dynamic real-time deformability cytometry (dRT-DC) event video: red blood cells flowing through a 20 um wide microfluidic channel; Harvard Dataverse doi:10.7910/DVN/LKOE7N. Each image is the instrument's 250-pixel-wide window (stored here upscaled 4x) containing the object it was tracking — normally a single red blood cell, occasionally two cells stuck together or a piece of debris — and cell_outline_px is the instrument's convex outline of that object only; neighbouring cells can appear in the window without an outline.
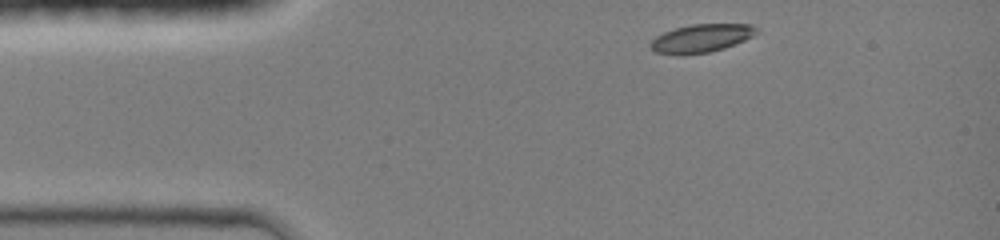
{"species": "common noctule bat (a hibernating species)", "species_latin": "Nyctalus noctula", "temperature_condition": "room temperature", "stored_images_in_passage": 35, "camera_frame_rate_fps": 3000, "um_per_image_px": 0.085, "animal": {"sex": "female", "body_mass_g": 19.0, "forearm_length_mm": 51.5}, "frame": {"image": 1, "passage_image": 1, "time_ms": 0.0, "image_size_px": [1000, 240], "cell_outline_px": [[760, 32], [744, 40], [724, 48], [708, 52], [684, 56], [680, 56], [656, 52], [648, 44], [656, 36], [664, 32], [676, 28], [692, 24], [752, 24]], "centroid_in_image_um": [59.59, 3.26], "position_along_channel_um": 25.4, "area_um2": 17.51}}
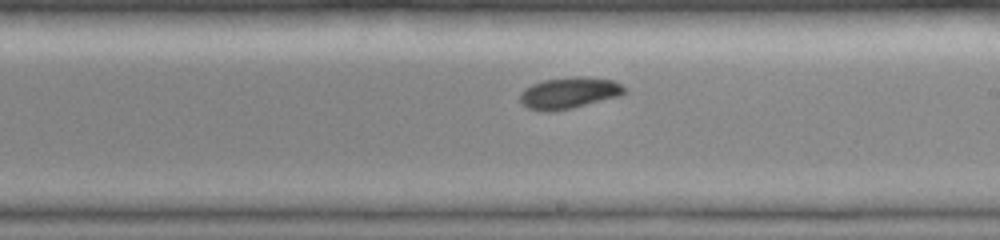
{"frame": {"image": 2, "passage_image": 20, "time_ms": 6.333, "image_size_px": [1000, 240], "cell_outline_px": [[624, 92], [620, 96], [572, 108], [552, 112], [544, 112], [528, 108], [520, 100], [520, 92], [524, 88], [532, 84], [544, 80], [572, 76], [584, 76], [612, 80], [620, 84], [624, 88]], "centroid_in_image_um": [48.34, 7.9], "position_along_channel_um": 240.7, "area_um2": 19.13}}
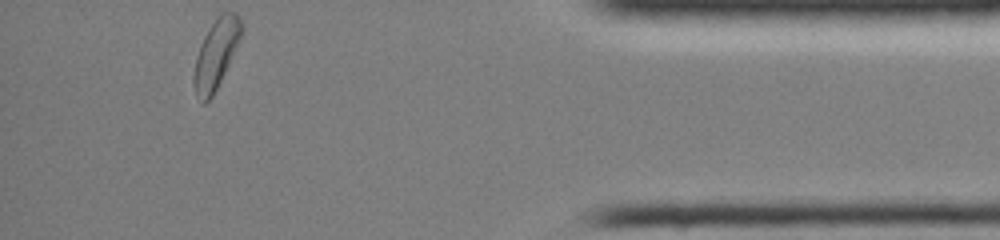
{"frame": {"image": 3, "passage_image": 35, "time_ms": 11.333, "image_size_px": [1000, 240], "cell_outline_px": [[244, 28], [240, 40], [212, 96], [204, 104], [196, 96], [192, 80], [192, 76], [196, 56], [200, 44], [208, 28], [220, 12], [236, 12], [240, 16]], "centroid_in_image_um": [18.35, 4.54], "position_along_channel_um": 416.8, "area_um2": 19.25}, "authors_computed_cell_mechanics": {"area_um2": 18.5538, "velocity_mm_per_s": 4.2317, "shape_relaxation_time_tau1_ms": 2.4267, "shape_relaxation_time_tau2_ms": null, "deformation_change_tau1": 0.1212, "deformation_change_tau2": null}}